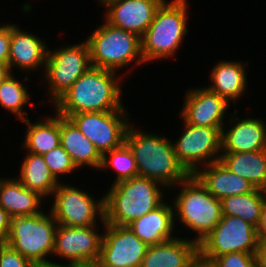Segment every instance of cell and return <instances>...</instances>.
<instances>
[{"label": "cell", "mask_w": 266, "mask_h": 267, "mask_svg": "<svg viewBox=\"0 0 266 267\" xmlns=\"http://www.w3.org/2000/svg\"><path fill=\"white\" fill-rule=\"evenodd\" d=\"M44 201L43 197L24 187L16 177H0V206L12 218L41 213Z\"/></svg>", "instance_id": "cell-24"}, {"label": "cell", "mask_w": 266, "mask_h": 267, "mask_svg": "<svg viewBox=\"0 0 266 267\" xmlns=\"http://www.w3.org/2000/svg\"><path fill=\"white\" fill-rule=\"evenodd\" d=\"M102 7H106L107 5L119 1V0H98Z\"/></svg>", "instance_id": "cell-42"}, {"label": "cell", "mask_w": 266, "mask_h": 267, "mask_svg": "<svg viewBox=\"0 0 266 267\" xmlns=\"http://www.w3.org/2000/svg\"><path fill=\"white\" fill-rule=\"evenodd\" d=\"M10 73L8 66L0 64V83Z\"/></svg>", "instance_id": "cell-41"}, {"label": "cell", "mask_w": 266, "mask_h": 267, "mask_svg": "<svg viewBox=\"0 0 266 267\" xmlns=\"http://www.w3.org/2000/svg\"><path fill=\"white\" fill-rule=\"evenodd\" d=\"M211 262L215 267H257L255 253H226Z\"/></svg>", "instance_id": "cell-32"}, {"label": "cell", "mask_w": 266, "mask_h": 267, "mask_svg": "<svg viewBox=\"0 0 266 267\" xmlns=\"http://www.w3.org/2000/svg\"><path fill=\"white\" fill-rule=\"evenodd\" d=\"M183 124V133L172 144L184 169L193 175L199 168L220 161L222 128Z\"/></svg>", "instance_id": "cell-11"}, {"label": "cell", "mask_w": 266, "mask_h": 267, "mask_svg": "<svg viewBox=\"0 0 266 267\" xmlns=\"http://www.w3.org/2000/svg\"><path fill=\"white\" fill-rule=\"evenodd\" d=\"M230 104L206 86L187 90L180 119L189 125L223 128Z\"/></svg>", "instance_id": "cell-15"}, {"label": "cell", "mask_w": 266, "mask_h": 267, "mask_svg": "<svg viewBox=\"0 0 266 267\" xmlns=\"http://www.w3.org/2000/svg\"><path fill=\"white\" fill-rule=\"evenodd\" d=\"M40 118L36 122H30L29 118L23 121L28 128L21 146L27 152L44 155L60 145V115L55 113L46 119Z\"/></svg>", "instance_id": "cell-25"}, {"label": "cell", "mask_w": 266, "mask_h": 267, "mask_svg": "<svg viewBox=\"0 0 266 267\" xmlns=\"http://www.w3.org/2000/svg\"><path fill=\"white\" fill-rule=\"evenodd\" d=\"M12 217L0 206V245L7 240Z\"/></svg>", "instance_id": "cell-35"}, {"label": "cell", "mask_w": 266, "mask_h": 267, "mask_svg": "<svg viewBox=\"0 0 266 267\" xmlns=\"http://www.w3.org/2000/svg\"><path fill=\"white\" fill-rule=\"evenodd\" d=\"M174 207L163 202L151 212L134 220L127 226L148 246L174 239Z\"/></svg>", "instance_id": "cell-20"}, {"label": "cell", "mask_w": 266, "mask_h": 267, "mask_svg": "<svg viewBox=\"0 0 266 267\" xmlns=\"http://www.w3.org/2000/svg\"><path fill=\"white\" fill-rule=\"evenodd\" d=\"M188 267H215V266L211 261L202 258L198 254L197 257L190 263Z\"/></svg>", "instance_id": "cell-38"}, {"label": "cell", "mask_w": 266, "mask_h": 267, "mask_svg": "<svg viewBox=\"0 0 266 267\" xmlns=\"http://www.w3.org/2000/svg\"><path fill=\"white\" fill-rule=\"evenodd\" d=\"M28 90L27 84L25 86L22 80H18L13 73H9L0 83V106L14 114L16 119L26 120L28 110L25 111L23 107L27 104L32 105Z\"/></svg>", "instance_id": "cell-29"}, {"label": "cell", "mask_w": 266, "mask_h": 267, "mask_svg": "<svg viewBox=\"0 0 266 267\" xmlns=\"http://www.w3.org/2000/svg\"><path fill=\"white\" fill-rule=\"evenodd\" d=\"M187 2L165 0L157 9L154 19L141 37L142 56L146 64L175 57L188 33Z\"/></svg>", "instance_id": "cell-4"}, {"label": "cell", "mask_w": 266, "mask_h": 267, "mask_svg": "<svg viewBox=\"0 0 266 267\" xmlns=\"http://www.w3.org/2000/svg\"><path fill=\"white\" fill-rule=\"evenodd\" d=\"M52 196L50 213L58 225L70 227H87L104 221V198L95 200L83 189L71 184L59 183ZM102 221V223H101Z\"/></svg>", "instance_id": "cell-10"}, {"label": "cell", "mask_w": 266, "mask_h": 267, "mask_svg": "<svg viewBox=\"0 0 266 267\" xmlns=\"http://www.w3.org/2000/svg\"><path fill=\"white\" fill-rule=\"evenodd\" d=\"M48 212L44 213L43 210L36 215L11 219L5 244L34 264L52 261V259L47 260V257L53 254L58 224L50 211Z\"/></svg>", "instance_id": "cell-7"}, {"label": "cell", "mask_w": 266, "mask_h": 267, "mask_svg": "<svg viewBox=\"0 0 266 267\" xmlns=\"http://www.w3.org/2000/svg\"><path fill=\"white\" fill-rule=\"evenodd\" d=\"M198 254L197 242L178 236L148 246L141 267H188Z\"/></svg>", "instance_id": "cell-21"}, {"label": "cell", "mask_w": 266, "mask_h": 267, "mask_svg": "<svg viewBox=\"0 0 266 267\" xmlns=\"http://www.w3.org/2000/svg\"><path fill=\"white\" fill-rule=\"evenodd\" d=\"M193 175L218 200L256 189L248 180L232 173L221 161L203 166Z\"/></svg>", "instance_id": "cell-19"}, {"label": "cell", "mask_w": 266, "mask_h": 267, "mask_svg": "<svg viewBox=\"0 0 266 267\" xmlns=\"http://www.w3.org/2000/svg\"><path fill=\"white\" fill-rule=\"evenodd\" d=\"M19 171L18 181L41 197H51L60 182L52 175L43 155L26 152ZM50 195V196H49Z\"/></svg>", "instance_id": "cell-27"}, {"label": "cell", "mask_w": 266, "mask_h": 267, "mask_svg": "<svg viewBox=\"0 0 266 267\" xmlns=\"http://www.w3.org/2000/svg\"><path fill=\"white\" fill-rule=\"evenodd\" d=\"M257 228L237 216L222 215L213 230L198 243L199 255L209 261L226 253H255Z\"/></svg>", "instance_id": "cell-9"}, {"label": "cell", "mask_w": 266, "mask_h": 267, "mask_svg": "<svg viewBox=\"0 0 266 267\" xmlns=\"http://www.w3.org/2000/svg\"><path fill=\"white\" fill-rule=\"evenodd\" d=\"M70 267H102L99 260L87 262H74L69 264Z\"/></svg>", "instance_id": "cell-39"}, {"label": "cell", "mask_w": 266, "mask_h": 267, "mask_svg": "<svg viewBox=\"0 0 266 267\" xmlns=\"http://www.w3.org/2000/svg\"><path fill=\"white\" fill-rule=\"evenodd\" d=\"M103 22L85 40L89 46L92 67L118 72L131 63H135L133 66L144 65L141 38L105 20Z\"/></svg>", "instance_id": "cell-6"}, {"label": "cell", "mask_w": 266, "mask_h": 267, "mask_svg": "<svg viewBox=\"0 0 266 267\" xmlns=\"http://www.w3.org/2000/svg\"><path fill=\"white\" fill-rule=\"evenodd\" d=\"M52 175L59 182L64 175L72 174L78 170L73 164L70 155L59 145L43 155ZM60 177V178H59Z\"/></svg>", "instance_id": "cell-31"}, {"label": "cell", "mask_w": 266, "mask_h": 267, "mask_svg": "<svg viewBox=\"0 0 266 267\" xmlns=\"http://www.w3.org/2000/svg\"><path fill=\"white\" fill-rule=\"evenodd\" d=\"M255 259L257 267H266V238L259 239Z\"/></svg>", "instance_id": "cell-36"}, {"label": "cell", "mask_w": 266, "mask_h": 267, "mask_svg": "<svg viewBox=\"0 0 266 267\" xmlns=\"http://www.w3.org/2000/svg\"><path fill=\"white\" fill-rule=\"evenodd\" d=\"M127 110L107 112H84L68 118L94 144L103 156L112 149L125 143L126 132L130 125Z\"/></svg>", "instance_id": "cell-12"}, {"label": "cell", "mask_w": 266, "mask_h": 267, "mask_svg": "<svg viewBox=\"0 0 266 267\" xmlns=\"http://www.w3.org/2000/svg\"><path fill=\"white\" fill-rule=\"evenodd\" d=\"M35 267H70L69 264L65 265L62 262V265L58 262H54V261H50V262H45V263H39V264H35Z\"/></svg>", "instance_id": "cell-40"}, {"label": "cell", "mask_w": 266, "mask_h": 267, "mask_svg": "<svg viewBox=\"0 0 266 267\" xmlns=\"http://www.w3.org/2000/svg\"><path fill=\"white\" fill-rule=\"evenodd\" d=\"M247 63L219 61L209 74L212 85L206 87L224 98L229 104L231 101L235 104L245 94L248 87Z\"/></svg>", "instance_id": "cell-22"}, {"label": "cell", "mask_w": 266, "mask_h": 267, "mask_svg": "<svg viewBox=\"0 0 266 267\" xmlns=\"http://www.w3.org/2000/svg\"><path fill=\"white\" fill-rule=\"evenodd\" d=\"M0 267H35V264L4 243L0 245Z\"/></svg>", "instance_id": "cell-33"}, {"label": "cell", "mask_w": 266, "mask_h": 267, "mask_svg": "<svg viewBox=\"0 0 266 267\" xmlns=\"http://www.w3.org/2000/svg\"><path fill=\"white\" fill-rule=\"evenodd\" d=\"M48 49L46 42L38 35L25 32L18 24L11 23L10 53L8 69L18 68L22 72L38 71V68L45 70Z\"/></svg>", "instance_id": "cell-18"}, {"label": "cell", "mask_w": 266, "mask_h": 267, "mask_svg": "<svg viewBox=\"0 0 266 267\" xmlns=\"http://www.w3.org/2000/svg\"><path fill=\"white\" fill-rule=\"evenodd\" d=\"M99 261L102 267H141L148 245L128 226L103 223Z\"/></svg>", "instance_id": "cell-13"}, {"label": "cell", "mask_w": 266, "mask_h": 267, "mask_svg": "<svg viewBox=\"0 0 266 267\" xmlns=\"http://www.w3.org/2000/svg\"><path fill=\"white\" fill-rule=\"evenodd\" d=\"M236 114L237 109L234 111L233 115H229L230 119L228 122L231 127L229 128L228 125L225 124L222 128L221 153L266 150L265 121L261 118L249 116L240 119Z\"/></svg>", "instance_id": "cell-16"}, {"label": "cell", "mask_w": 266, "mask_h": 267, "mask_svg": "<svg viewBox=\"0 0 266 267\" xmlns=\"http://www.w3.org/2000/svg\"><path fill=\"white\" fill-rule=\"evenodd\" d=\"M60 145L70 155L76 168L91 167L99 170L102 156L94 144L67 117L60 116Z\"/></svg>", "instance_id": "cell-23"}, {"label": "cell", "mask_w": 266, "mask_h": 267, "mask_svg": "<svg viewBox=\"0 0 266 267\" xmlns=\"http://www.w3.org/2000/svg\"><path fill=\"white\" fill-rule=\"evenodd\" d=\"M259 239L266 238V199L261 211V219L257 228Z\"/></svg>", "instance_id": "cell-37"}, {"label": "cell", "mask_w": 266, "mask_h": 267, "mask_svg": "<svg viewBox=\"0 0 266 267\" xmlns=\"http://www.w3.org/2000/svg\"><path fill=\"white\" fill-rule=\"evenodd\" d=\"M266 190L256 188L243 195H232L221 200L222 215L237 216L258 228Z\"/></svg>", "instance_id": "cell-28"}, {"label": "cell", "mask_w": 266, "mask_h": 267, "mask_svg": "<svg viewBox=\"0 0 266 267\" xmlns=\"http://www.w3.org/2000/svg\"><path fill=\"white\" fill-rule=\"evenodd\" d=\"M61 47L55 50L48 49L44 75H42L44 83L47 84L48 98L52 105L92 67L86 41L68 46L61 45Z\"/></svg>", "instance_id": "cell-8"}, {"label": "cell", "mask_w": 266, "mask_h": 267, "mask_svg": "<svg viewBox=\"0 0 266 267\" xmlns=\"http://www.w3.org/2000/svg\"><path fill=\"white\" fill-rule=\"evenodd\" d=\"M220 161L234 174L266 190V150L221 153Z\"/></svg>", "instance_id": "cell-26"}, {"label": "cell", "mask_w": 266, "mask_h": 267, "mask_svg": "<svg viewBox=\"0 0 266 267\" xmlns=\"http://www.w3.org/2000/svg\"><path fill=\"white\" fill-rule=\"evenodd\" d=\"M164 1L119 0L105 7L103 20L141 38L154 19L157 9Z\"/></svg>", "instance_id": "cell-17"}, {"label": "cell", "mask_w": 266, "mask_h": 267, "mask_svg": "<svg viewBox=\"0 0 266 267\" xmlns=\"http://www.w3.org/2000/svg\"><path fill=\"white\" fill-rule=\"evenodd\" d=\"M163 187L141 176L112 184L102 196L105 224L127 226L151 212L165 201L163 193L167 189Z\"/></svg>", "instance_id": "cell-3"}, {"label": "cell", "mask_w": 266, "mask_h": 267, "mask_svg": "<svg viewBox=\"0 0 266 267\" xmlns=\"http://www.w3.org/2000/svg\"><path fill=\"white\" fill-rule=\"evenodd\" d=\"M125 143L131 149L138 176L154 180L168 190L190 174L178 162L172 140L129 125Z\"/></svg>", "instance_id": "cell-2"}, {"label": "cell", "mask_w": 266, "mask_h": 267, "mask_svg": "<svg viewBox=\"0 0 266 267\" xmlns=\"http://www.w3.org/2000/svg\"><path fill=\"white\" fill-rule=\"evenodd\" d=\"M110 167L116 172L113 184L138 176L134 155L126 143L110 150L102 156V163L99 170H106Z\"/></svg>", "instance_id": "cell-30"}, {"label": "cell", "mask_w": 266, "mask_h": 267, "mask_svg": "<svg viewBox=\"0 0 266 267\" xmlns=\"http://www.w3.org/2000/svg\"><path fill=\"white\" fill-rule=\"evenodd\" d=\"M97 225L70 227L58 225L55 232L53 255L74 262L96 261L100 258L101 232Z\"/></svg>", "instance_id": "cell-14"}, {"label": "cell", "mask_w": 266, "mask_h": 267, "mask_svg": "<svg viewBox=\"0 0 266 267\" xmlns=\"http://www.w3.org/2000/svg\"><path fill=\"white\" fill-rule=\"evenodd\" d=\"M181 190L174 199V217L186 230L195 234L193 240L199 243L218 224L222 217L221 200L216 199L194 176L172 187Z\"/></svg>", "instance_id": "cell-5"}, {"label": "cell", "mask_w": 266, "mask_h": 267, "mask_svg": "<svg viewBox=\"0 0 266 267\" xmlns=\"http://www.w3.org/2000/svg\"><path fill=\"white\" fill-rule=\"evenodd\" d=\"M11 24L0 25V64L8 66L10 53Z\"/></svg>", "instance_id": "cell-34"}, {"label": "cell", "mask_w": 266, "mask_h": 267, "mask_svg": "<svg viewBox=\"0 0 266 267\" xmlns=\"http://www.w3.org/2000/svg\"><path fill=\"white\" fill-rule=\"evenodd\" d=\"M121 78L116 71L91 67L53 103L54 112L68 118L84 112L126 110L121 100Z\"/></svg>", "instance_id": "cell-1"}]
</instances>
